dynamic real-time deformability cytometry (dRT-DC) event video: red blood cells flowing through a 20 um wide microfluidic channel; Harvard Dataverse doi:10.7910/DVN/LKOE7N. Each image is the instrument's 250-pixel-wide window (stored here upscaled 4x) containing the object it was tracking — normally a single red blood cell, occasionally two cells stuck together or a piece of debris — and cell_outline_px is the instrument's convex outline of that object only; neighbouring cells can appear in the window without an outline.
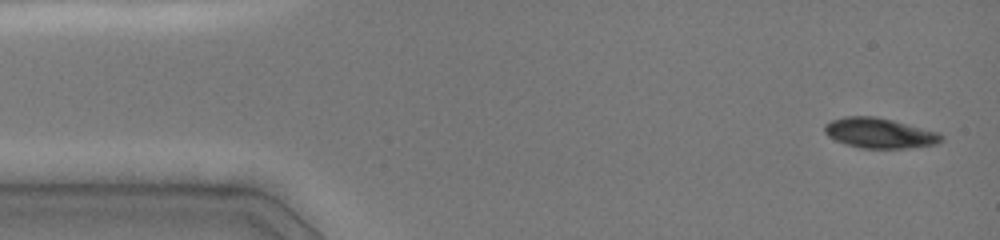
{"species": "common noctule bat (a hibernating species)", "species_latin": "Nyctalus noctula", "temperature_condition": "cold", "stored_images_in_passage": 17, "camera_frame_rate_fps": 3000, "um_per_image_px": 0.085, "animal": {"sex": "female", "body_mass_g": 19.0, "forearm_length_mm": 51.5}, "frame": {"image": 1, "passage_image": 1, "time_ms": 0.0, "image_size_px": [1000, 240], "cell_outline_px": [[944, 140], [936, 144], [908, 148], [860, 148], [844, 144], [828, 136], [824, 132], [824, 124], [832, 120], [844, 116], [876, 116], [940, 132], [944, 136]], "centroid_in_image_um": [74.77, 11.31], "position_along_channel_um": 10.2, "area_um2": 20.69}}
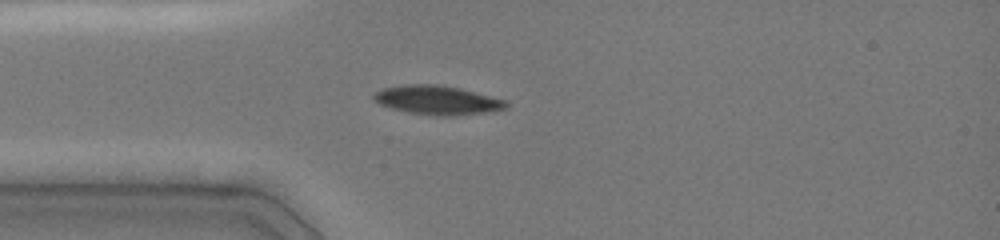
{"frame": {"image": 2, "passage_image": 8, "time_ms": 3.333, "image_size_px": [1000, 240], "cell_outline_px": [[508, 108], [484, 112], [448, 116], [440, 116], [408, 112], [392, 108], [380, 104], [372, 100], [372, 96], [376, 92], [384, 88], [404, 84], [436, 84], [460, 88], [508, 100]], "centroid_in_image_um": [37.18, 8.5], "position_along_channel_um": 47.8, "area_um2": 22.31}}
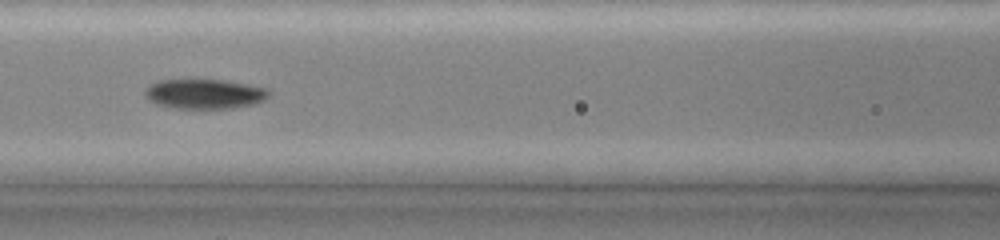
{"frame": {"image": 3, "passage_image": 15, "time_ms": 6.0, "image_size_px": [1000, 240], "cell_outline_px": [[272, 92], [264, 100], [252, 104], [232, 108], [172, 108], [148, 100], [144, 92], [156, 80], [224, 80], [248, 84], [268, 88]], "centroid_in_image_um": [17.43, 7.98], "position_along_channel_um": 149.2, "area_um2": 21.33}}